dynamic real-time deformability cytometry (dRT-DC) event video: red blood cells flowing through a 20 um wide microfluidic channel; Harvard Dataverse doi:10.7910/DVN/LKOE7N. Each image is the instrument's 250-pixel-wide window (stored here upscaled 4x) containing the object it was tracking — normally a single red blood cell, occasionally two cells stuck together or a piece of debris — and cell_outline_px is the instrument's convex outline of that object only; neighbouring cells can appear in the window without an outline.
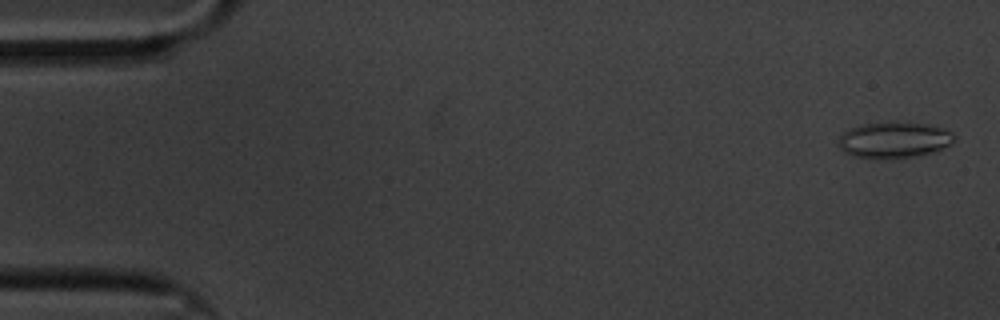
{"species": "common noctule bat (a hibernating species)", "species_latin": "Nyctalus noctula", "temperature_condition": "cold", "stored_images_in_passage": 57, "camera_frame_rate_fps": 3000, "um_per_image_px": 0.085, "animal": {"sex": "male", "body_mass_g": 20.1, "forearm_length_mm": 53.5}, "frame": {"image": 1, "passage_image": 2, "time_ms": 0.333, "image_size_px": [1000, 320], "cell_outline_px": [[956, 136], [952, 144], [936, 152], [920, 156], [892, 160], [876, 160], [852, 156], [844, 152], [840, 148], [840, 136], [848, 128], [860, 124], [888, 120], [904, 120], [928, 124], [944, 128], [952, 132]], "centroid_in_image_um": [76.03, 11.89], "position_along_channel_um": 9.0, "area_um2": 25.84}}
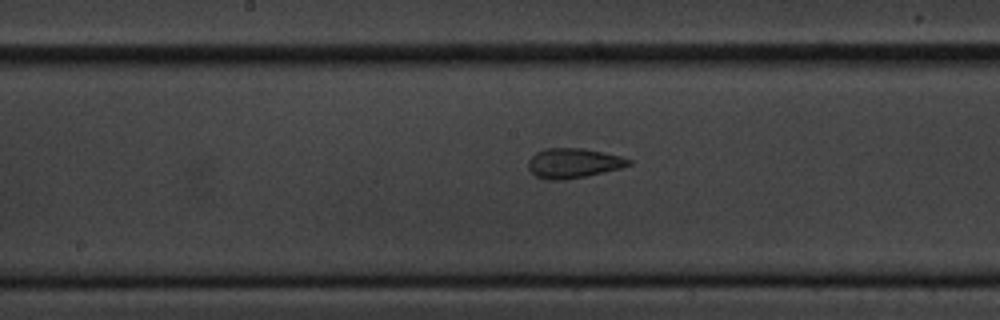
{"frame": {"image": 2, "passage_image": 30, "time_ms": 9.667, "image_size_px": [1000, 320], "cell_outline_px": [[632, 164], [620, 168], [588, 176], [564, 180], [548, 180], [536, 176], [528, 168], [528, 160], [536, 152], [544, 148], [584, 148], [604, 152], [620, 156], [632, 160]], "centroid_in_image_um": [48.73, 13.86], "position_along_channel_um": 199.5, "area_um2": 17.57}}
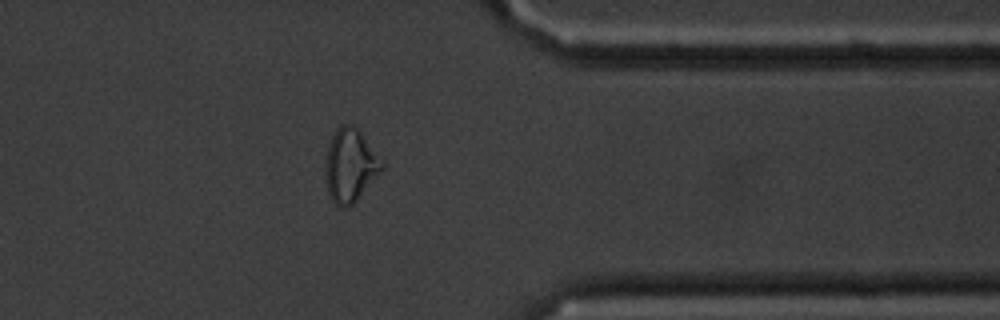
{"frame": {"image": 3, "passage_image": 47, "time_ms": 15.333, "image_size_px": [1000, 320], "cell_outline_px": [[384, 168], [356, 200], [352, 204], [344, 208], [340, 208], [328, 196], [324, 176], [324, 164], [328, 144], [336, 128], [340, 124], [352, 124], [360, 132], [384, 160]], "centroid_in_image_um": [29.74, 14.05], "position_along_channel_um": 381.7, "area_um2": 24.45}}